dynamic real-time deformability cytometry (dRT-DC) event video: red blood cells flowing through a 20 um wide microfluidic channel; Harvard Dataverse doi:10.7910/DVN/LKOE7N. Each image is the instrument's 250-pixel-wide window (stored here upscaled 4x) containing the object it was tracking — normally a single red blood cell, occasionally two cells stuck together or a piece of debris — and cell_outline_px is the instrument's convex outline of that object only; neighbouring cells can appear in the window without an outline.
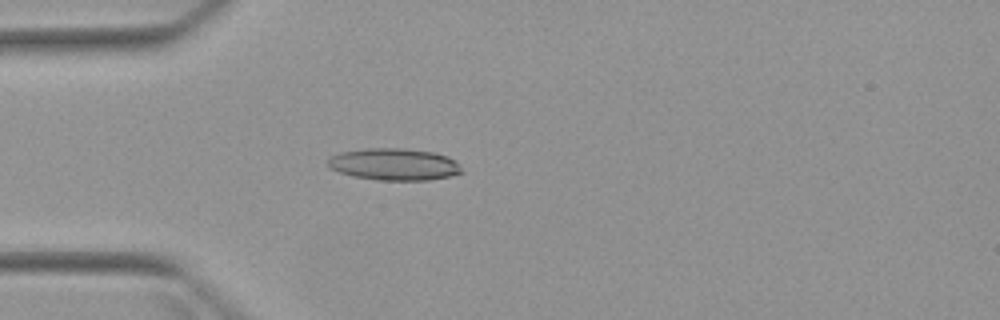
{"species": "Egyptian fruit bat (a non-hibernating species)", "species_latin": "Rousettus aegyptiacus", "temperature_condition": "warm", "stored_images_in_passage": 4, "camera_frame_rate_fps": 3000, "um_per_image_px": 0.085, "animal": {"sex": "female"}, "frame": {"image": 1, "passage_image": 4, "time_ms": 4.0, "image_size_px": [1000, 320], "cell_outline_px": [[464, 172], [448, 176], [428, 180], [376, 180], [352, 176], [328, 168], [328, 160], [332, 156], [340, 152], [364, 148], [404, 148], [432, 152], [448, 156], [456, 160]], "centroid_in_image_um": [33.5, 13.96], "position_along_channel_um": 51.5, "area_um2": 25.03}}